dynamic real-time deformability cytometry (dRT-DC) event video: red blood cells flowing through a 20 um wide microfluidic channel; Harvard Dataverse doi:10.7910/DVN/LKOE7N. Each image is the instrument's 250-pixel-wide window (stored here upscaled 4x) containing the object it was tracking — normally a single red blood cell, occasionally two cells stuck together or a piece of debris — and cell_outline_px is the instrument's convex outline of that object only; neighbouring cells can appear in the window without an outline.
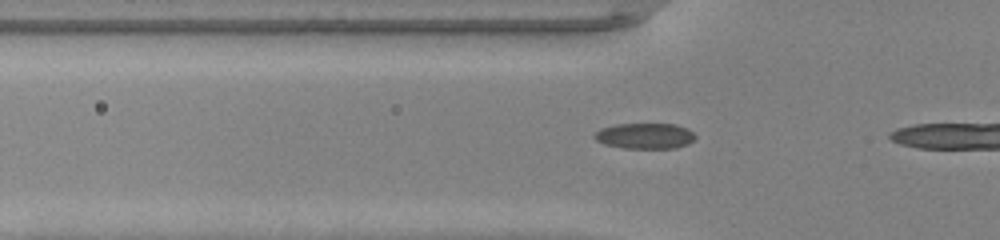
{"species": "common noctule bat (a hibernating species)", "species_latin": "Nyctalus noctula", "temperature_condition": "warm", "stored_images_in_passage": 7, "camera_frame_rate_fps": 3000, "um_per_image_px": 0.085, "animal": {"sex": "male", "body_mass_g": 20.0, "forearm_length_mm": 53.3}, "frame": {"image": 1, "passage_image": 2, "time_ms": 0.333, "image_size_px": [1000, 240], "cell_outline_px": [[696, 136], [688, 144], [676, 148], [624, 148], [604, 144], [596, 140], [592, 136], [600, 128], [616, 124], [676, 124], [688, 128]], "centroid_in_image_um": [54.81, 11.55], "position_along_channel_um": 71.0, "area_um2": 15.14}}
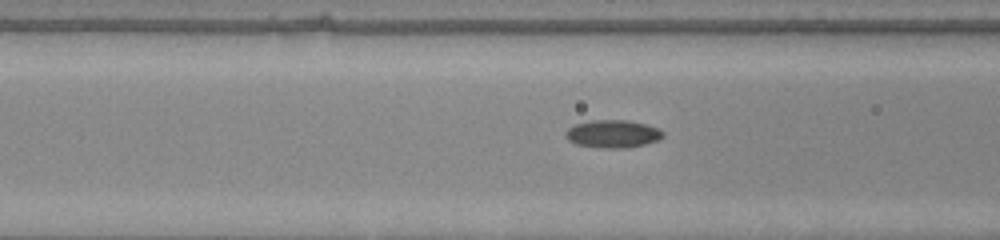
{"frame": {"image": 2, "passage_image": 5, "time_ms": 1.333, "image_size_px": [1000, 240], "cell_outline_px": [[664, 136], [660, 140], [628, 148], [604, 148], [576, 144], [568, 140], [564, 136], [564, 132], [568, 128], [576, 124], [592, 120], [628, 120], [660, 128], [664, 132]], "centroid_in_image_um": [52.1, 11.38], "position_along_channel_um": 114.5, "area_um2": 15.9}}